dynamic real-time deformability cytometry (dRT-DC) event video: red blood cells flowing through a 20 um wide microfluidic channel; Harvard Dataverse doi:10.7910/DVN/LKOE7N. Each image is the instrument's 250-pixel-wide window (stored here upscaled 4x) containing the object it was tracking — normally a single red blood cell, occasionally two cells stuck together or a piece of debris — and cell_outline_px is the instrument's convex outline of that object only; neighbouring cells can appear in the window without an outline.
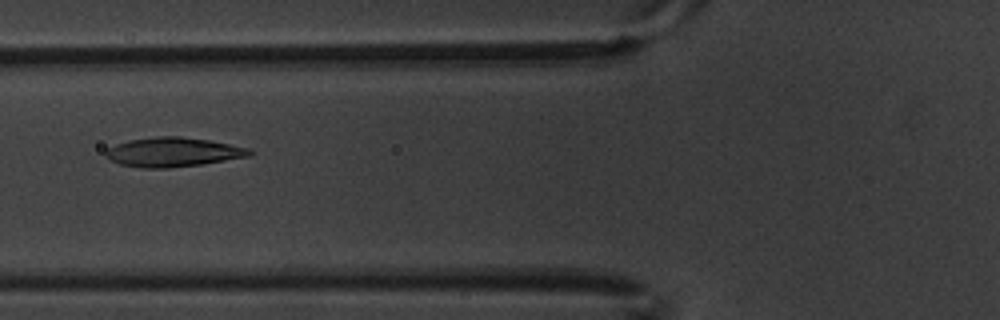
{"species": "common noctule bat (a hibernating species)", "species_latin": "Nyctalus noctula", "temperature_condition": "warm", "stored_images_in_passage": 9, "camera_frame_rate_fps": 3000, "um_per_image_px": 0.085, "animal": {"sex": "male", "body_mass_g": 20.1, "forearm_length_mm": 53.5}, "frame": {"image": 1, "passage_image": 7, "time_ms": 2.0, "image_size_px": [1000, 320], "cell_outline_px": [[252, 156], [200, 164], [168, 168], [140, 168], [120, 164], [108, 160], [104, 156], [104, 152], [108, 148], [116, 144], [128, 140], [156, 136], [180, 136], [208, 140], [248, 148], [252, 152]], "centroid_in_image_um": [14.64, 12.93], "position_along_channel_um": 111.2, "area_um2": 24.62}}
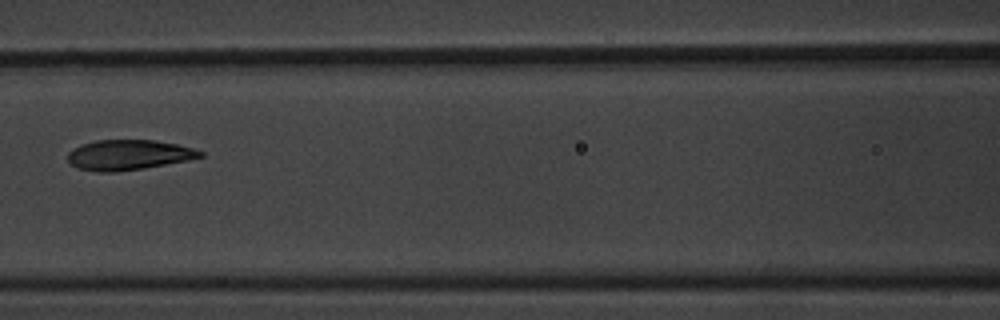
{"frame": {"image": 2, "passage_image": 8, "time_ms": 2.333, "image_size_px": [1000, 320], "cell_outline_px": [[204, 156], [188, 160], [144, 168], [112, 172], [96, 172], [76, 168], [68, 160], [68, 152], [84, 144], [96, 140], [152, 140], [176, 144], [192, 148], [204, 152]], "centroid_in_image_um": [10.93, 13.17], "position_along_channel_um": 155.7, "area_um2": 23.06}}
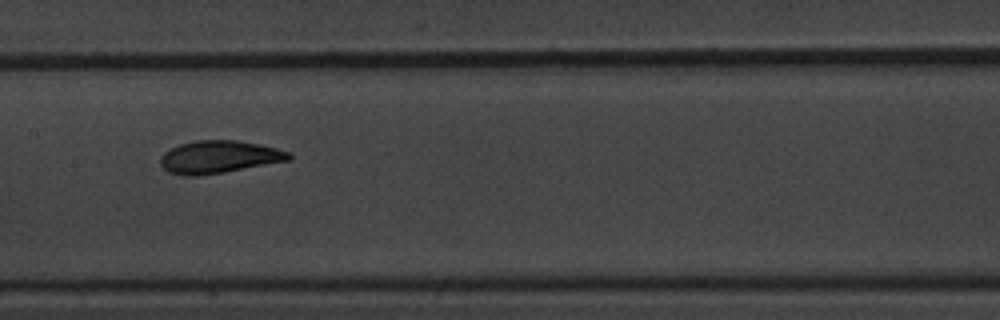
{"frame": {"image": 3, "passage_image": 9, "time_ms": 2.667, "image_size_px": [1000, 320], "cell_outline_px": [[292, 156], [288, 160], [224, 172], [196, 176], [184, 176], [168, 172], [160, 164], [160, 156], [164, 152], [180, 144], [196, 140], [240, 140], [260, 144], [292, 152]], "centroid_in_image_um": [18.6, 13.33], "position_along_channel_um": 188.8, "area_um2": 24.39}}